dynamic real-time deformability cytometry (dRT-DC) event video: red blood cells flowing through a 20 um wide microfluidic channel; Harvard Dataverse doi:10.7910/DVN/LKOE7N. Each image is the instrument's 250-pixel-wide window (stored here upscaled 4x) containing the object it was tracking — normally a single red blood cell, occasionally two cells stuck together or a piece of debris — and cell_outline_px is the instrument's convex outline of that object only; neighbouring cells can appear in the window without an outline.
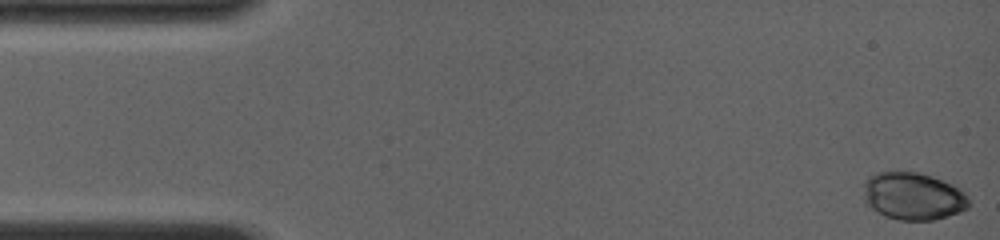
{"species": "common noctule bat (a hibernating species)", "species_latin": "Nyctalus noctula", "temperature_condition": "room temperature", "stored_images_in_passage": 9, "camera_frame_rate_fps": 4000, "um_per_image_px": 0.085, "animal": {"sex": "female", "body_mass_g": 19.0, "forearm_length_mm": 56.7}, "frame": {"image": 1, "passage_image": 1, "time_ms": 0.0, "image_size_px": [1000, 240], "cell_outline_px": [[968, 208], [960, 212], [936, 220], [900, 220], [884, 216], [864, 204], [864, 184], [868, 176], [876, 172], [896, 168], [920, 172], [932, 176], [952, 184], [960, 188], [968, 196]], "centroid_in_image_um": [77.58, 16.63], "position_along_channel_um": 7.4, "area_um2": 30.11}}